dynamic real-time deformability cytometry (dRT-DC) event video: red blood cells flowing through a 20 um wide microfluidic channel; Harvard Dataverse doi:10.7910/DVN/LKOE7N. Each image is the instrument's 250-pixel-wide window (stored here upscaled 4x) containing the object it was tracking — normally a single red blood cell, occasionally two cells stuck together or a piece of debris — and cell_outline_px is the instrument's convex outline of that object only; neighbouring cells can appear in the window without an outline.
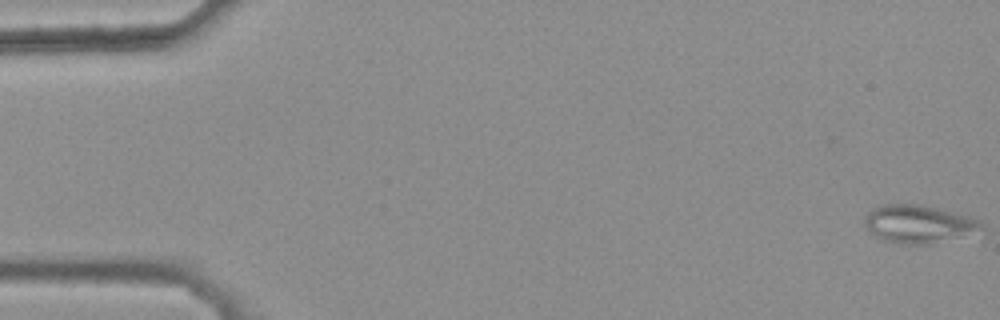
{"species": "common noctule bat (a hibernating species)", "species_latin": "Nyctalus noctula", "temperature_condition": "warm", "stored_images_in_passage": 20, "camera_frame_rate_fps": 3000, "um_per_image_px": 0.085, "animal": {"sex": "female", "body_mass_g": 25.1}, "frame": {"image": 1, "passage_image": 1, "time_ms": 0.0, "image_size_px": [1000, 320], "cell_outline_px": [[984, 228], [928, 244], [900, 244], [884, 240], [876, 236], [864, 224], [864, 216], [868, 212], [880, 204], [916, 204], [936, 208], [968, 216], [980, 220], [984, 224]], "centroid_in_image_um": [78.0, 19.02], "position_along_channel_um": 7.0, "area_um2": 25.14}}